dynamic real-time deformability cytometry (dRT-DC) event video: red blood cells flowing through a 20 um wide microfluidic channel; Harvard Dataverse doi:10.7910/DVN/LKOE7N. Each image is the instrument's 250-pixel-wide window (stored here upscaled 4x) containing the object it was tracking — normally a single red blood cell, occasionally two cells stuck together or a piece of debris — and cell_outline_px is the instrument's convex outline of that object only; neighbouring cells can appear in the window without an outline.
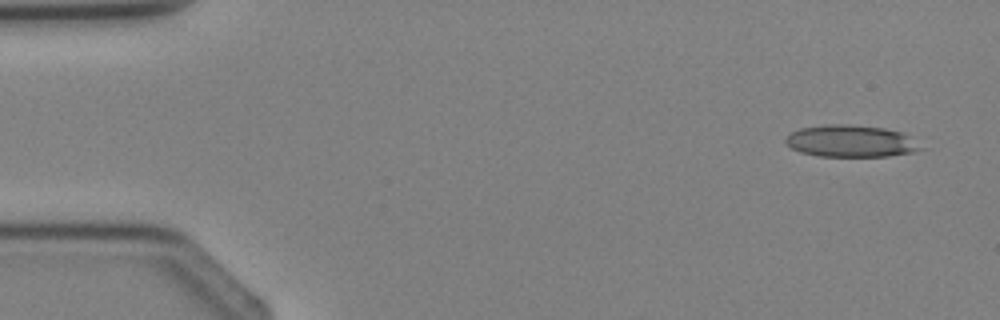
{"species": "Egyptian fruit bat (a non-hibernating species)", "species_latin": "Rousettus aegyptiacus", "temperature_condition": "cold", "stored_images_in_passage": 4, "segment_of_instrument_passage": [2, 2], "camera_frame_rate_fps": 3000, "um_per_image_px": 0.085, "animal": {"sex": "female"}, "frame": {"image": 1, "passage_image": 4, "time_ms": 4.333, "image_size_px": [1000, 320], "cell_outline_px": [[924, 148], [912, 152], [888, 156], [820, 156], [800, 152], [792, 148], [784, 140], [792, 132], [800, 128], [824, 124], [852, 124], [884, 128], [904, 132]], "centroid_in_image_um": [72.33, 11.98], "position_along_channel_um": 12.7, "area_um2": 25.14}}